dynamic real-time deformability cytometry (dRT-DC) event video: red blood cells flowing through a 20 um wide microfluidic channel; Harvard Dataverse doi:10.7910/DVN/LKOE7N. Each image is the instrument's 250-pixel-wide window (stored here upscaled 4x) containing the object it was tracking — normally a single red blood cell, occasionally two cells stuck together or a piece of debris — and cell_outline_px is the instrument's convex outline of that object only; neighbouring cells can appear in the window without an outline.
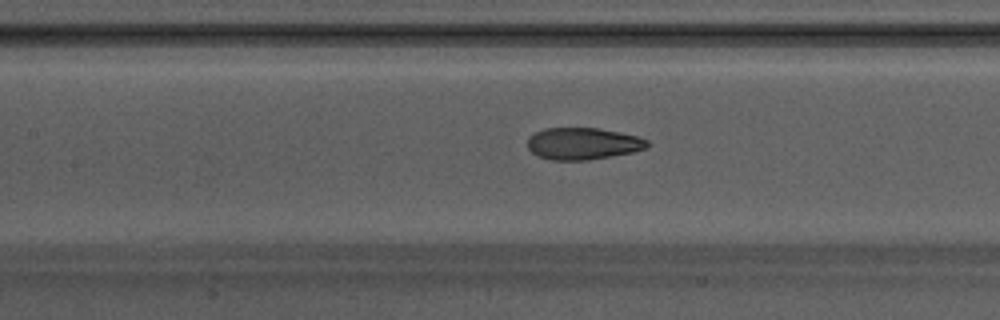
{"species": "Egyptian fruit bat (a non-hibernating species)", "species_latin": "Rousettus aegyptiacus", "temperature_condition": "warm", "stored_images_in_passage": 31, "camera_frame_rate_fps": 3000, "um_per_image_px": 0.085, "animal": {"sex": "male"}, "frame": {"image": 1, "passage_image": 11, "time_ms": 3.333, "image_size_px": [1000, 320], "cell_outline_px": [[648, 144], [644, 148], [632, 152], [588, 160], [552, 160], [540, 156], [532, 152], [528, 148], [528, 136], [544, 128], [600, 128], [620, 132], [636, 136], [648, 140]], "centroid_in_image_um": [49.52, 12.2], "position_along_channel_um": 157.9, "area_um2": 22.08}}
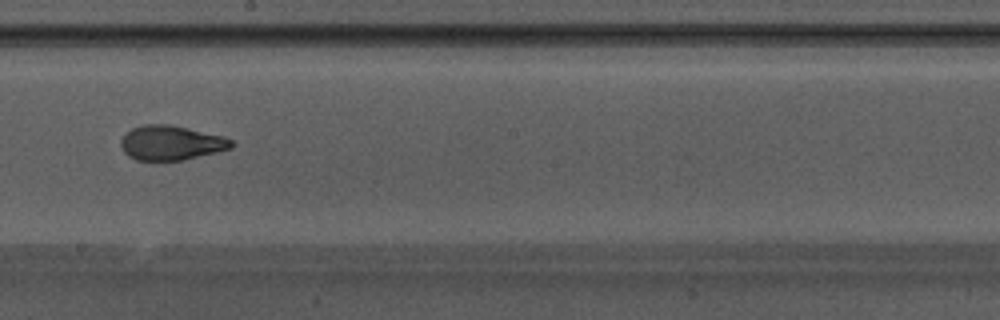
{"frame": {"image": 2, "passage_image": 17, "time_ms": 5.333, "image_size_px": [1000, 320], "cell_outline_px": [[236, 144], [232, 148], [184, 160], [136, 160], [128, 156], [124, 152], [120, 144], [120, 140], [132, 128], [144, 124], [168, 124], [188, 128], [224, 136], [232, 140]], "centroid_in_image_um": [14.56, 12.14], "position_along_channel_um": 233.6, "area_um2": 22.31}}
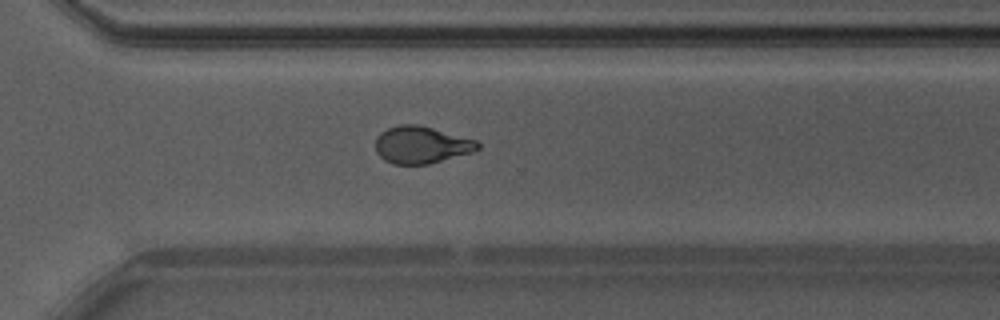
{"frame": {"image": 3, "passage_image": 25, "time_ms": 8.0, "image_size_px": [1000, 320], "cell_outline_px": [[480, 148], [472, 152], [428, 164], [392, 164], [384, 160], [376, 152], [376, 136], [380, 132], [396, 124], [416, 124], [432, 128], [476, 140], [480, 144]], "centroid_in_image_um": [35.78, 12.31], "position_along_channel_um": 334.8, "area_um2": 22.08}, "authors_computed_cell_mechanics": {"area_um2": 22.3108, "velocity_mm_per_s": 3.8028, "shape_relaxation_time_tau1_ms": 9.2738, "shape_relaxation_time_tau2_ms": 1.3316, "deformation_change_tau1": 0.2362, "deformation_change_tau2": 0.0798}}